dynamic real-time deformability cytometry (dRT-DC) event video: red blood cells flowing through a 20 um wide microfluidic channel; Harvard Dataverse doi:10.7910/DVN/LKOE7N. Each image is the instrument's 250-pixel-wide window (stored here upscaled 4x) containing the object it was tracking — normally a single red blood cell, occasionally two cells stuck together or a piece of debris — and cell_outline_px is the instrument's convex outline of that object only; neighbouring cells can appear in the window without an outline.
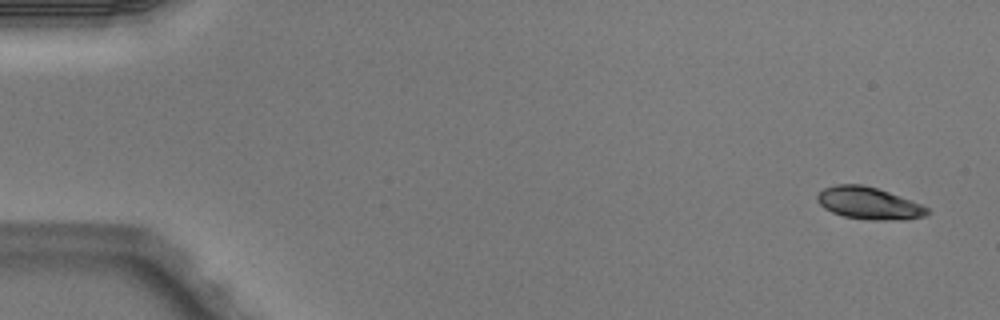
{"species": "Egyptian fruit bat (a non-hibernating species)", "species_latin": "Rousettus aegyptiacus", "temperature_condition": "warm", "stored_images_in_passage": 2, "segment_of_instrument_passage": [2, 2], "camera_frame_rate_fps": 3000, "um_per_image_px": 0.085, "animal": {"sex": "male"}, "frame": {"image": 1, "passage_image": 2, "time_ms": 0.333, "image_size_px": [1000, 320], "cell_outline_px": [[932, 212], [924, 216], [908, 220], [872, 220], [844, 216], [832, 212], [824, 208], [816, 200], [816, 196], [824, 188], [836, 184], [860, 184], [876, 188], [888, 192], [920, 204], [928, 208]], "centroid_in_image_um": [73.85, 17.28], "position_along_channel_um": 11.1, "area_um2": 20.52}}